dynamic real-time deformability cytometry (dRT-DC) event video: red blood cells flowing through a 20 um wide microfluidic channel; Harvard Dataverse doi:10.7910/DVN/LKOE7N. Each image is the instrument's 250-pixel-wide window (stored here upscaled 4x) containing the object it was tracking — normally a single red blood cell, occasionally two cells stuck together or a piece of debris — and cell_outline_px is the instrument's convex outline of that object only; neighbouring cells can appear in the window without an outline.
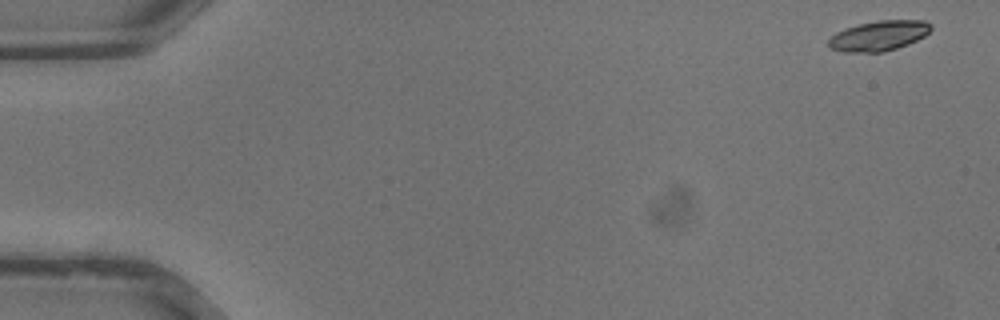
{"species": "common noctule bat (a hibernating species)", "species_latin": "Nyctalus noctula", "temperature_condition": "warm", "stored_images_in_passage": 36, "camera_frame_rate_fps": 3000, "um_per_image_px": 0.085, "animal": {"sex": "male", "body_mass_g": 13.3}, "frame": {"image": 1, "passage_image": 1, "time_ms": 0.0, "image_size_px": [1000, 320], "cell_outline_px": [[932, 28], [924, 36], [908, 44], [884, 52], [844, 52], [828, 48], [828, 40], [836, 32], [844, 28], [856, 24], [876, 20], [924, 20], [932, 24]], "centroid_in_image_um": [74.67, 3.03], "position_along_channel_um": 10.3, "area_um2": 18.15}}
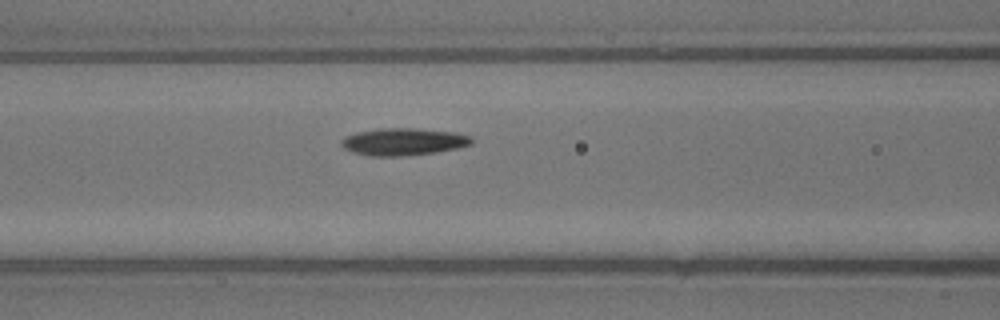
{"frame": {"image": 2, "passage_image": 15, "time_ms": 4.667, "image_size_px": [1000, 320], "cell_outline_px": [[472, 144], [460, 148], [436, 152], [408, 156], [368, 156], [352, 152], [344, 148], [340, 144], [340, 140], [344, 136], [356, 132], [380, 128], [412, 128], [452, 132], [472, 136]], "centroid_in_image_um": [34.26, 12.05], "position_along_channel_um": 132.3, "area_um2": 20.92}}
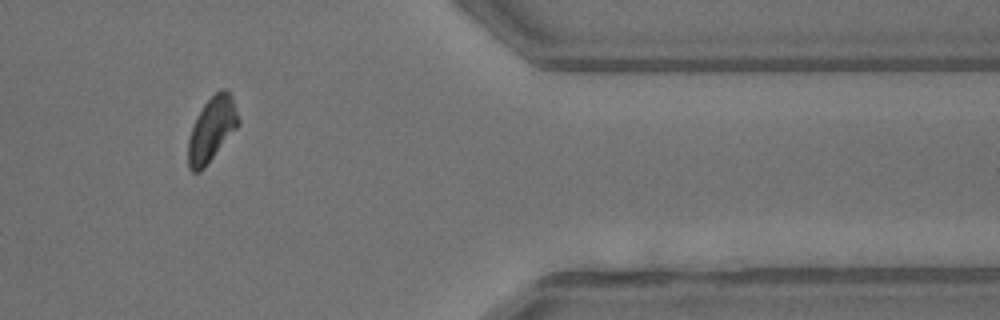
{"frame": {"image": 3, "passage_image": 30, "time_ms": 9.667, "image_size_px": [1000, 320], "cell_outline_px": [[240, 124], [204, 168], [200, 172], [192, 172], [188, 168], [188, 140], [192, 128], [204, 104], [220, 88], [228, 88], [240, 120]], "centroid_in_image_um": [18.01, 11.0], "position_along_channel_um": 393.4, "area_um2": 18.61}}